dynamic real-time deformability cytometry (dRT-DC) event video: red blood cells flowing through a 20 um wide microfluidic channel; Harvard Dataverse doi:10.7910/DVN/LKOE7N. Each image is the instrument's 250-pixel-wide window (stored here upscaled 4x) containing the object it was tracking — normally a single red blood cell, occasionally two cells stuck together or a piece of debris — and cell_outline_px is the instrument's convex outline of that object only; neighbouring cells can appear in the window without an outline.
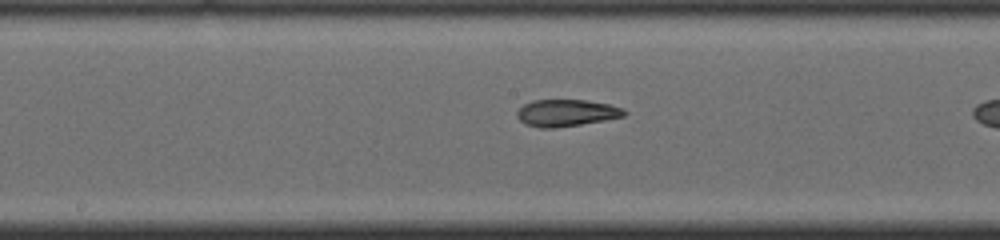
{"species": "common noctule bat (a hibernating species)", "species_latin": "Nyctalus noctula", "temperature_condition": "cold", "stored_images_in_passage": 29, "camera_frame_rate_fps": 3000, "um_per_image_px": 0.085, "animal": {"sex": "male", "body_mass_g": 19.0, "forearm_length_mm": 50.8}, "frame": {"image": 1, "passage_image": 17, "time_ms": 5.333, "image_size_px": [1000, 240], "cell_outline_px": [[628, 112], [624, 116], [604, 120], [580, 124], [552, 128], [540, 128], [524, 124], [516, 116], [516, 112], [524, 104], [532, 100], [588, 100], [608, 104], [624, 108]], "centroid_in_image_um": [48.13, 9.59], "position_along_channel_um": 200.1, "area_um2": 16.82}}